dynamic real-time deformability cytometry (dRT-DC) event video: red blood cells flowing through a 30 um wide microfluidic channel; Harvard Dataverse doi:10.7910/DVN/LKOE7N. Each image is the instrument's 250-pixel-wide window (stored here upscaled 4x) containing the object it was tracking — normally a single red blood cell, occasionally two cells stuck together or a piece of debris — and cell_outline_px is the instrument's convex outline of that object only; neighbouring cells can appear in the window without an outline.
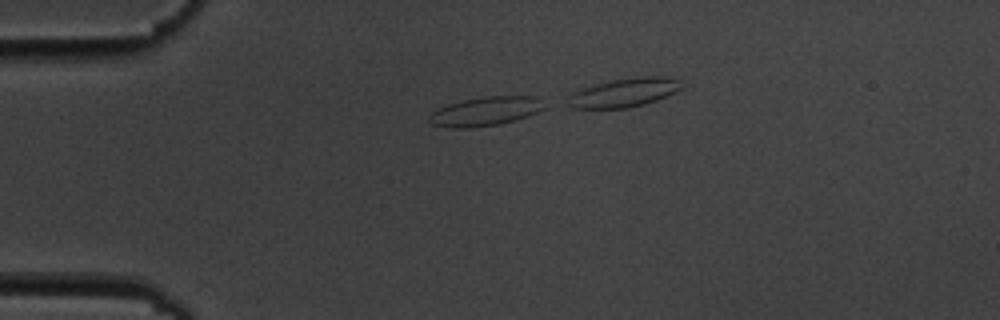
{"species": "common noctule bat (a hibernating species)", "species_latin": "Nyctalus noctula", "temperature_condition": "cold", "stored_images_in_passage": 7, "camera_frame_rate_fps": 3000, "um_per_image_px": 0.085, "animal": {"sex": "male", "body_mass_g": 19.5, "forearm_length_mm": 54.6}, "frame": {"image": 1, "passage_image": 4, "time_ms": 3.667, "image_size_px": [1000, 320], "cell_outline_px": [[548, 108], [528, 116], [516, 120], [500, 124], [468, 128], [448, 128], [432, 124], [428, 120], [428, 116], [436, 108], [448, 104], [464, 100], [484, 96], [536, 96]], "centroid_in_image_um": [41.27, 9.46], "position_along_channel_um": 43.7, "area_um2": 19.71}}